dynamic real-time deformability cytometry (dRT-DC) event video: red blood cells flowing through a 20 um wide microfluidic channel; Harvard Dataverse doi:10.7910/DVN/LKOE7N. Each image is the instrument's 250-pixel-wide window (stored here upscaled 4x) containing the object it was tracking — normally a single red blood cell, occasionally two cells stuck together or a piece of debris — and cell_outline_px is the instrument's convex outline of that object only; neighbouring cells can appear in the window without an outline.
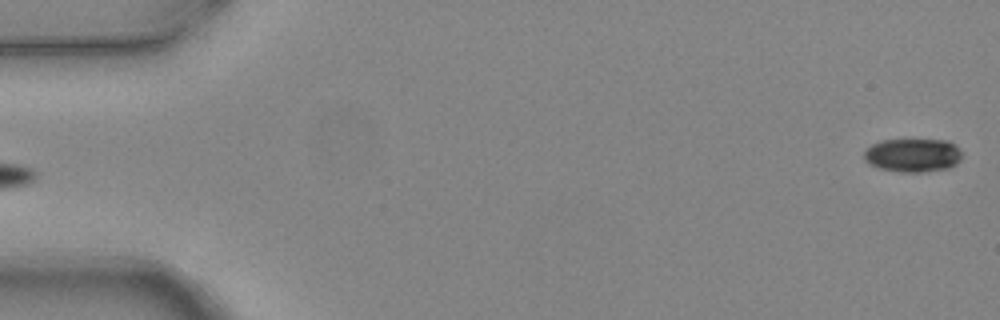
{"species": "common noctule bat (a hibernating species)", "species_latin": "Nyctalus noctula", "temperature_condition": "warm", "stored_images_in_passage": 5, "segment_of_instrument_passage": [2, 2], "camera_frame_rate_fps": 3000, "um_per_image_px": 0.085, "animal": {"sex": "female", "body_mass_g": 24.6, "forearm_length_mm": 56.2}, "frame": {"image": 1, "passage_image": 5, "time_ms": 1.333, "image_size_px": [1000, 320], "cell_outline_px": [[960, 160], [956, 164], [948, 168], [924, 172], [904, 172], [880, 168], [868, 164], [864, 160], [864, 152], [872, 144], [880, 140], [948, 140], [956, 144], [960, 152]], "centroid_in_image_um": [77.58, 13.19], "position_along_channel_um": 7.4, "area_um2": 19.13}}